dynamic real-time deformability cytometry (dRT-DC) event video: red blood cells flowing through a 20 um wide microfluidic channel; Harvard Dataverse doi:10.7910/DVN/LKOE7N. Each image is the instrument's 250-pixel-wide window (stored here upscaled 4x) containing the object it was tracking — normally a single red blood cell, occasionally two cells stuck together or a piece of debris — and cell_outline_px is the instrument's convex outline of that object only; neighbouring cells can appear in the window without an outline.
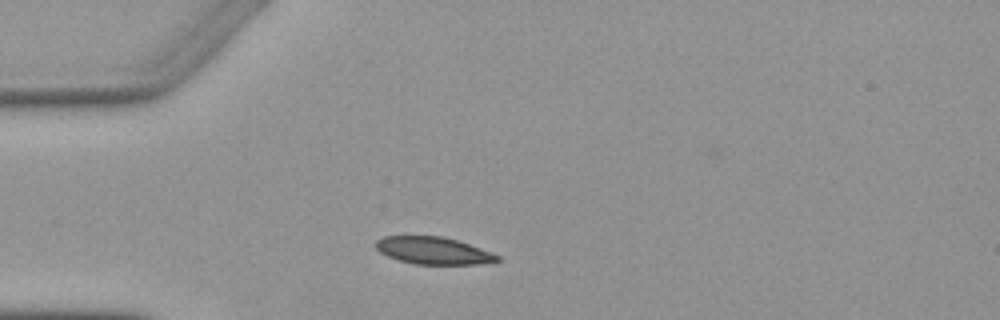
{"species": "Egyptian fruit bat (a non-hibernating species)", "species_latin": "Rousettus aegyptiacus", "temperature_condition": "warm", "stored_images_in_passage": 2, "camera_frame_rate_fps": 3000, "um_per_image_px": 0.085, "animal": {"sex": "female"}, "frame": {"image": 1, "passage_image": 1, "time_ms": 0.0, "image_size_px": [1000, 320], "cell_outline_px": [[500, 260], [476, 264], [416, 264], [400, 260], [388, 256], [380, 252], [376, 248], [376, 240], [384, 236], [444, 236], [492, 252], [500, 256]], "centroid_in_image_um": [36.82, 21.29], "position_along_channel_um": 48.2, "area_um2": 19.07}}